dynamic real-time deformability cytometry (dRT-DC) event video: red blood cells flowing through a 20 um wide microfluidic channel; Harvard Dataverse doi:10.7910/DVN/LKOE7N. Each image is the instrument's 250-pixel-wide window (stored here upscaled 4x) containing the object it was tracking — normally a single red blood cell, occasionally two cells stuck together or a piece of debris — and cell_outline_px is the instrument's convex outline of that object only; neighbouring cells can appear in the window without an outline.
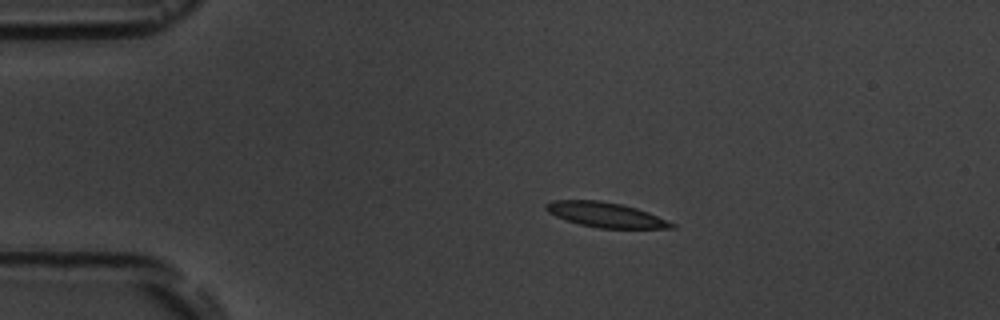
{"species": "common noctule bat (a hibernating species)", "species_latin": "Nyctalus noctula", "temperature_condition": "room temperature", "stored_images_in_passage": 5, "camera_frame_rate_fps": 3000, "um_per_image_px": 0.085, "animal": {"sex": "male", "body_mass_g": 19.5, "forearm_length_mm": 54.6}, "frame": {"image": 1, "passage_image": 3, "time_ms": 2.333, "image_size_px": [1000, 320], "cell_outline_px": [[676, 228], [600, 228], [580, 224], [564, 220], [548, 212], [544, 208], [544, 204], [552, 200], [600, 200], [620, 204], [636, 208], [648, 212], [668, 220], [676, 224]], "centroid_in_image_um": [51.46, 18.25], "position_along_channel_um": 33.5, "area_um2": 18.26}}
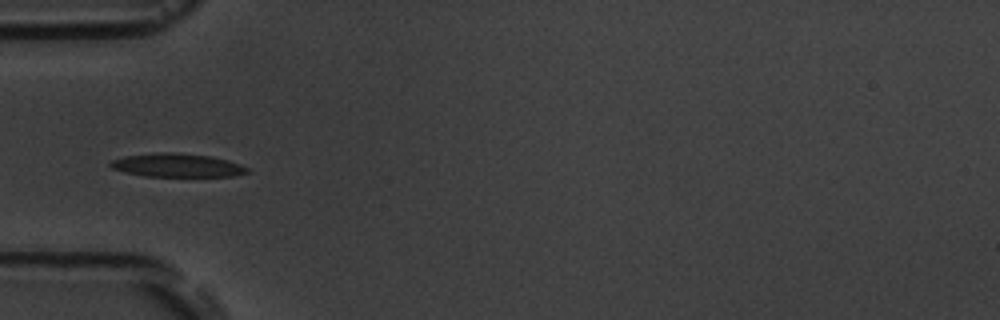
{"frame": {"image": 2, "passage_image": 5, "time_ms": 4.667, "image_size_px": [1000, 320], "cell_outline_px": [[248, 172], [232, 176], [144, 176], [124, 172], [112, 168], [108, 164], [112, 160], [124, 156], [160, 152], [172, 152], [212, 156], [228, 160], [240, 164], [248, 168]], "centroid_in_image_um": [15.03, 14.04], "position_along_channel_um": 70.0, "area_um2": 18.67}}